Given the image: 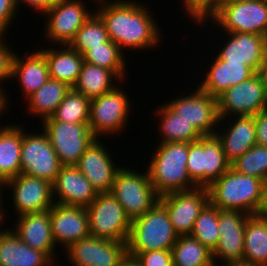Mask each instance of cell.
<instances>
[{"label":"cell","mask_w":267,"mask_h":266,"mask_svg":"<svg viewBox=\"0 0 267 266\" xmlns=\"http://www.w3.org/2000/svg\"><path fill=\"white\" fill-rule=\"evenodd\" d=\"M140 2V3H139ZM135 0H97L95 12L106 26L109 39L122 51L145 50L161 44V28L147 5ZM153 15V16H152ZM155 46V47H154Z\"/></svg>","instance_id":"6da1fadb"},{"label":"cell","mask_w":267,"mask_h":266,"mask_svg":"<svg viewBox=\"0 0 267 266\" xmlns=\"http://www.w3.org/2000/svg\"><path fill=\"white\" fill-rule=\"evenodd\" d=\"M146 168L159 196L197 188L187 172L188 143H157Z\"/></svg>","instance_id":"7a4b0ae2"},{"label":"cell","mask_w":267,"mask_h":266,"mask_svg":"<svg viewBox=\"0 0 267 266\" xmlns=\"http://www.w3.org/2000/svg\"><path fill=\"white\" fill-rule=\"evenodd\" d=\"M264 181L230 167L208 187L209 202L220 210L257 214L263 201Z\"/></svg>","instance_id":"3957f363"},{"label":"cell","mask_w":267,"mask_h":266,"mask_svg":"<svg viewBox=\"0 0 267 266\" xmlns=\"http://www.w3.org/2000/svg\"><path fill=\"white\" fill-rule=\"evenodd\" d=\"M178 236L166 209L158 202L143 216L132 220L127 253L171 250Z\"/></svg>","instance_id":"277c9868"},{"label":"cell","mask_w":267,"mask_h":266,"mask_svg":"<svg viewBox=\"0 0 267 266\" xmlns=\"http://www.w3.org/2000/svg\"><path fill=\"white\" fill-rule=\"evenodd\" d=\"M207 22L215 25L214 28L219 26V35L223 29V32L253 33L267 37V0L219 5L206 19L196 22V25L206 26Z\"/></svg>","instance_id":"5b68a950"},{"label":"cell","mask_w":267,"mask_h":266,"mask_svg":"<svg viewBox=\"0 0 267 266\" xmlns=\"http://www.w3.org/2000/svg\"><path fill=\"white\" fill-rule=\"evenodd\" d=\"M122 167L116 174L110 193L122 205L132 220L143 216L159 202L147 170Z\"/></svg>","instance_id":"8992f818"},{"label":"cell","mask_w":267,"mask_h":266,"mask_svg":"<svg viewBox=\"0 0 267 266\" xmlns=\"http://www.w3.org/2000/svg\"><path fill=\"white\" fill-rule=\"evenodd\" d=\"M120 85L103 95L91 99L89 128L96 138L102 139L105 135H121L129 122L132 113L131 102Z\"/></svg>","instance_id":"52a82bcc"},{"label":"cell","mask_w":267,"mask_h":266,"mask_svg":"<svg viewBox=\"0 0 267 266\" xmlns=\"http://www.w3.org/2000/svg\"><path fill=\"white\" fill-rule=\"evenodd\" d=\"M187 172L197 187H208L225 173L231 164L227 161L221 141L216 135L202 136L188 143Z\"/></svg>","instance_id":"ba28073f"},{"label":"cell","mask_w":267,"mask_h":266,"mask_svg":"<svg viewBox=\"0 0 267 266\" xmlns=\"http://www.w3.org/2000/svg\"><path fill=\"white\" fill-rule=\"evenodd\" d=\"M86 210L91 236L127 242L132 221L111 193H98Z\"/></svg>","instance_id":"9c48e42d"},{"label":"cell","mask_w":267,"mask_h":266,"mask_svg":"<svg viewBox=\"0 0 267 266\" xmlns=\"http://www.w3.org/2000/svg\"><path fill=\"white\" fill-rule=\"evenodd\" d=\"M20 155L21 173L44 179L53 184L62 165L42 128L39 133H34L27 132L22 127Z\"/></svg>","instance_id":"30bf717a"},{"label":"cell","mask_w":267,"mask_h":266,"mask_svg":"<svg viewBox=\"0 0 267 266\" xmlns=\"http://www.w3.org/2000/svg\"><path fill=\"white\" fill-rule=\"evenodd\" d=\"M62 166L76 165L86 148L96 139L88 123L41 121Z\"/></svg>","instance_id":"8fae6325"},{"label":"cell","mask_w":267,"mask_h":266,"mask_svg":"<svg viewBox=\"0 0 267 266\" xmlns=\"http://www.w3.org/2000/svg\"><path fill=\"white\" fill-rule=\"evenodd\" d=\"M86 4L87 2L82 0H59L47 10L43 14L47 18H44L46 27L43 33L46 41L58 46L69 45L77 31L94 12L93 9H87Z\"/></svg>","instance_id":"7c38bea8"},{"label":"cell","mask_w":267,"mask_h":266,"mask_svg":"<svg viewBox=\"0 0 267 266\" xmlns=\"http://www.w3.org/2000/svg\"><path fill=\"white\" fill-rule=\"evenodd\" d=\"M219 118L255 116L267 107V93L258 73L217 97Z\"/></svg>","instance_id":"4fadbf2b"},{"label":"cell","mask_w":267,"mask_h":266,"mask_svg":"<svg viewBox=\"0 0 267 266\" xmlns=\"http://www.w3.org/2000/svg\"><path fill=\"white\" fill-rule=\"evenodd\" d=\"M196 87L191 94L184 93L165 102L181 118L192 124L202 136L215 135L220 119L217 98Z\"/></svg>","instance_id":"5bb4252c"},{"label":"cell","mask_w":267,"mask_h":266,"mask_svg":"<svg viewBox=\"0 0 267 266\" xmlns=\"http://www.w3.org/2000/svg\"><path fill=\"white\" fill-rule=\"evenodd\" d=\"M12 189V206L16 216L49 210L55 203L52 183L20 173L4 183V189Z\"/></svg>","instance_id":"9a60e30c"},{"label":"cell","mask_w":267,"mask_h":266,"mask_svg":"<svg viewBox=\"0 0 267 266\" xmlns=\"http://www.w3.org/2000/svg\"><path fill=\"white\" fill-rule=\"evenodd\" d=\"M159 203L166 209L174 231L190 235L195 220L209 203V192L206 187L173 192L160 196Z\"/></svg>","instance_id":"2e32d148"},{"label":"cell","mask_w":267,"mask_h":266,"mask_svg":"<svg viewBox=\"0 0 267 266\" xmlns=\"http://www.w3.org/2000/svg\"><path fill=\"white\" fill-rule=\"evenodd\" d=\"M71 266H118L127 253V242L88 236L74 242L66 250Z\"/></svg>","instance_id":"e0dca14e"},{"label":"cell","mask_w":267,"mask_h":266,"mask_svg":"<svg viewBox=\"0 0 267 266\" xmlns=\"http://www.w3.org/2000/svg\"><path fill=\"white\" fill-rule=\"evenodd\" d=\"M249 216L239 210L219 211L220 236L218 245L212 252L214 265L243 261L245 227Z\"/></svg>","instance_id":"ac0fdd59"},{"label":"cell","mask_w":267,"mask_h":266,"mask_svg":"<svg viewBox=\"0 0 267 266\" xmlns=\"http://www.w3.org/2000/svg\"><path fill=\"white\" fill-rule=\"evenodd\" d=\"M101 140L105 139L96 138L86 148L75 166L97 193H110L115 176L123 166L116 164L113 154L109 151L110 147L106 148Z\"/></svg>","instance_id":"d6986e66"},{"label":"cell","mask_w":267,"mask_h":266,"mask_svg":"<svg viewBox=\"0 0 267 266\" xmlns=\"http://www.w3.org/2000/svg\"><path fill=\"white\" fill-rule=\"evenodd\" d=\"M226 33V34H225ZM223 32L225 40L215 54L229 63H242L258 73L267 58V37L253 33ZM226 41V42H225ZM224 45V46H223Z\"/></svg>","instance_id":"ffe728a7"},{"label":"cell","mask_w":267,"mask_h":266,"mask_svg":"<svg viewBox=\"0 0 267 266\" xmlns=\"http://www.w3.org/2000/svg\"><path fill=\"white\" fill-rule=\"evenodd\" d=\"M50 222L54 242L63 251L74 242L90 236L86 207L55 203L50 208Z\"/></svg>","instance_id":"44dd1931"},{"label":"cell","mask_w":267,"mask_h":266,"mask_svg":"<svg viewBox=\"0 0 267 266\" xmlns=\"http://www.w3.org/2000/svg\"><path fill=\"white\" fill-rule=\"evenodd\" d=\"M217 128L219 129L216 130L215 135L221 141L225 157L230 164L257 144L255 116L220 118Z\"/></svg>","instance_id":"7402d4cb"},{"label":"cell","mask_w":267,"mask_h":266,"mask_svg":"<svg viewBox=\"0 0 267 266\" xmlns=\"http://www.w3.org/2000/svg\"><path fill=\"white\" fill-rule=\"evenodd\" d=\"M54 203L88 207L96 198L97 191L75 166H61L52 184Z\"/></svg>","instance_id":"603a6c76"},{"label":"cell","mask_w":267,"mask_h":266,"mask_svg":"<svg viewBox=\"0 0 267 266\" xmlns=\"http://www.w3.org/2000/svg\"><path fill=\"white\" fill-rule=\"evenodd\" d=\"M17 217L14 228L11 226L13 232L33 249L44 252L56 264L58 255L51 232L50 209Z\"/></svg>","instance_id":"cb8c5ba5"},{"label":"cell","mask_w":267,"mask_h":266,"mask_svg":"<svg viewBox=\"0 0 267 266\" xmlns=\"http://www.w3.org/2000/svg\"><path fill=\"white\" fill-rule=\"evenodd\" d=\"M213 58V59H212ZM210 68L204 73L203 80L198 87L213 97H218L231 86H235L250 79L256 72L242 63H229L212 57Z\"/></svg>","instance_id":"d4e9b609"},{"label":"cell","mask_w":267,"mask_h":266,"mask_svg":"<svg viewBox=\"0 0 267 266\" xmlns=\"http://www.w3.org/2000/svg\"><path fill=\"white\" fill-rule=\"evenodd\" d=\"M29 52L26 51L23 56L16 53L13 59L12 79L19 81L22 97H26L24 100L50 78L48 62L43 53L39 49Z\"/></svg>","instance_id":"484cf974"},{"label":"cell","mask_w":267,"mask_h":266,"mask_svg":"<svg viewBox=\"0 0 267 266\" xmlns=\"http://www.w3.org/2000/svg\"><path fill=\"white\" fill-rule=\"evenodd\" d=\"M0 266H56L42 251L24 243L8 226L0 234Z\"/></svg>","instance_id":"4316f807"},{"label":"cell","mask_w":267,"mask_h":266,"mask_svg":"<svg viewBox=\"0 0 267 266\" xmlns=\"http://www.w3.org/2000/svg\"><path fill=\"white\" fill-rule=\"evenodd\" d=\"M53 46L39 48L48 62L49 77L73 88L84 63L83 55L69 45Z\"/></svg>","instance_id":"83f0119b"},{"label":"cell","mask_w":267,"mask_h":266,"mask_svg":"<svg viewBox=\"0 0 267 266\" xmlns=\"http://www.w3.org/2000/svg\"><path fill=\"white\" fill-rule=\"evenodd\" d=\"M21 146L22 126L14 122L0 124V181L3 184L21 173Z\"/></svg>","instance_id":"f1b7e54d"},{"label":"cell","mask_w":267,"mask_h":266,"mask_svg":"<svg viewBox=\"0 0 267 266\" xmlns=\"http://www.w3.org/2000/svg\"><path fill=\"white\" fill-rule=\"evenodd\" d=\"M159 118L158 134L159 143L184 142L189 143L199 140L202 135L196 128L175 113L166 103L159 105L155 114Z\"/></svg>","instance_id":"f546056e"},{"label":"cell","mask_w":267,"mask_h":266,"mask_svg":"<svg viewBox=\"0 0 267 266\" xmlns=\"http://www.w3.org/2000/svg\"><path fill=\"white\" fill-rule=\"evenodd\" d=\"M71 89L67 84L49 78L38 90L25 101L28 104L27 112L32 116L40 117L39 121L51 117L58 105L63 101Z\"/></svg>","instance_id":"4dcf8cb0"},{"label":"cell","mask_w":267,"mask_h":266,"mask_svg":"<svg viewBox=\"0 0 267 266\" xmlns=\"http://www.w3.org/2000/svg\"><path fill=\"white\" fill-rule=\"evenodd\" d=\"M243 262L267 266V219L258 214L250 215L246 222Z\"/></svg>","instance_id":"1f68e13d"},{"label":"cell","mask_w":267,"mask_h":266,"mask_svg":"<svg viewBox=\"0 0 267 266\" xmlns=\"http://www.w3.org/2000/svg\"><path fill=\"white\" fill-rule=\"evenodd\" d=\"M119 82L122 81L111 70L84 62L73 88L85 97L93 99L113 90Z\"/></svg>","instance_id":"d6a6232c"},{"label":"cell","mask_w":267,"mask_h":266,"mask_svg":"<svg viewBox=\"0 0 267 266\" xmlns=\"http://www.w3.org/2000/svg\"><path fill=\"white\" fill-rule=\"evenodd\" d=\"M171 252L173 266H215L212 251L190 235H179Z\"/></svg>","instance_id":"836d02e7"},{"label":"cell","mask_w":267,"mask_h":266,"mask_svg":"<svg viewBox=\"0 0 267 266\" xmlns=\"http://www.w3.org/2000/svg\"><path fill=\"white\" fill-rule=\"evenodd\" d=\"M83 59L84 62L111 70L122 82H127L125 79L128 76L125 54L113 41L109 40L101 46L91 47L83 55Z\"/></svg>","instance_id":"e575fe53"},{"label":"cell","mask_w":267,"mask_h":266,"mask_svg":"<svg viewBox=\"0 0 267 266\" xmlns=\"http://www.w3.org/2000/svg\"><path fill=\"white\" fill-rule=\"evenodd\" d=\"M91 99L71 88L54 114L43 121H60L68 123H88Z\"/></svg>","instance_id":"d590c367"},{"label":"cell","mask_w":267,"mask_h":266,"mask_svg":"<svg viewBox=\"0 0 267 266\" xmlns=\"http://www.w3.org/2000/svg\"><path fill=\"white\" fill-rule=\"evenodd\" d=\"M109 40L104 22L94 11L84 25L77 31L69 46L84 55L91 47L101 46V44Z\"/></svg>","instance_id":"8d00e7d4"},{"label":"cell","mask_w":267,"mask_h":266,"mask_svg":"<svg viewBox=\"0 0 267 266\" xmlns=\"http://www.w3.org/2000/svg\"><path fill=\"white\" fill-rule=\"evenodd\" d=\"M219 208L210 202L203 208L194 222L190 236L206 246L210 251H214L219 242L218 218Z\"/></svg>","instance_id":"74e56055"},{"label":"cell","mask_w":267,"mask_h":266,"mask_svg":"<svg viewBox=\"0 0 267 266\" xmlns=\"http://www.w3.org/2000/svg\"><path fill=\"white\" fill-rule=\"evenodd\" d=\"M231 167L241 174L267 181V147L255 144L233 162Z\"/></svg>","instance_id":"f35d334b"},{"label":"cell","mask_w":267,"mask_h":266,"mask_svg":"<svg viewBox=\"0 0 267 266\" xmlns=\"http://www.w3.org/2000/svg\"><path fill=\"white\" fill-rule=\"evenodd\" d=\"M184 10L194 24L206 19L218 6L220 0H183L181 1Z\"/></svg>","instance_id":"ab89813d"},{"label":"cell","mask_w":267,"mask_h":266,"mask_svg":"<svg viewBox=\"0 0 267 266\" xmlns=\"http://www.w3.org/2000/svg\"><path fill=\"white\" fill-rule=\"evenodd\" d=\"M5 39V40H4ZM16 52L6 42V36H0V88L6 93L7 89L4 88L8 80H12L13 59ZM7 80V81H5ZM5 81V82H4Z\"/></svg>","instance_id":"60d3db41"},{"label":"cell","mask_w":267,"mask_h":266,"mask_svg":"<svg viewBox=\"0 0 267 266\" xmlns=\"http://www.w3.org/2000/svg\"><path fill=\"white\" fill-rule=\"evenodd\" d=\"M128 255L135 257L141 266H173L171 250H152Z\"/></svg>","instance_id":"b9f144b4"},{"label":"cell","mask_w":267,"mask_h":266,"mask_svg":"<svg viewBox=\"0 0 267 266\" xmlns=\"http://www.w3.org/2000/svg\"><path fill=\"white\" fill-rule=\"evenodd\" d=\"M17 11L15 0H0V36L7 35V30H10L13 20L16 21Z\"/></svg>","instance_id":"7bdbcfd3"},{"label":"cell","mask_w":267,"mask_h":266,"mask_svg":"<svg viewBox=\"0 0 267 266\" xmlns=\"http://www.w3.org/2000/svg\"><path fill=\"white\" fill-rule=\"evenodd\" d=\"M256 143L267 147V107L255 115Z\"/></svg>","instance_id":"ee69618b"},{"label":"cell","mask_w":267,"mask_h":266,"mask_svg":"<svg viewBox=\"0 0 267 266\" xmlns=\"http://www.w3.org/2000/svg\"><path fill=\"white\" fill-rule=\"evenodd\" d=\"M16 1V7L18 9V12L20 11L19 8L20 5H24L27 8H31V10L35 11V13H42L43 14L52 8L59 0H15ZM22 3V4H21Z\"/></svg>","instance_id":"f6af8a7d"},{"label":"cell","mask_w":267,"mask_h":266,"mask_svg":"<svg viewBox=\"0 0 267 266\" xmlns=\"http://www.w3.org/2000/svg\"><path fill=\"white\" fill-rule=\"evenodd\" d=\"M8 97V94L5 93L1 88H0V118H3L2 116L4 114H7V111L10 110V107H11V104L10 102L8 103L9 98ZM10 105V107H8ZM9 108V109H8Z\"/></svg>","instance_id":"bcb514c9"},{"label":"cell","mask_w":267,"mask_h":266,"mask_svg":"<svg viewBox=\"0 0 267 266\" xmlns=\"http://www.w3.org/2000/svg\"><path fill=\"white\" fill-rule=\"evenodd\" d=\"M259 216L267 219V181L264 182L263 186V201L260 207L259 212L257 213Z\"/></svg>","instance_id":"7dc6e473"},{"label":"cell","mask_w":267,"mask_h":266,"mask_svg":"<svg viewBox=\"0 0 267 266\" xmlns=\"http://www.w3.org/2000/svg\"><path fill=\"white\" fill-rule=\"evenodd\" d=\"M258 74L262 78L263 85L265 86V90H266V93H267V58L261 64L260 69L258 71Z\"/></svg>","instance_id":"c3c4849f"},{"label":"cell","mask_w":267,"mask_h":266,"mask_svg":"<svg viewBox=\"0 0 267 266\" xmlns=\"http://www.w3.org/2000/svg\"><path fill=\"white\" fill-rule=\"evenodd\" d=\"M118 266H141L140 263L130 255H126L125 258L119 263Z\"/></svg>","instance_id":"681fc988"},{"label":"cell","mask_w":267,"mask_h":266,"mask_svg":"<svg viewBox=\"0 0 267 266\" xmlns=\"http://www.w3.org/2000/svg\"><path fill=\"white\" fill-rule=\"evenodd\" d=\"M215 266H255V265L241 261V262L222 263Z\"/></svg>","instance_id":"f907efd6"},{"label":"cell","mask_w":267,"mask_h":266,"mask_svg":"<svg viewBox=\"0 0 267 266\" xmlns=\"http://www.w3.org/2000/svg\"><path fill=\"white\" fill-rule=\"evenodd\" d=\"M3 206H5V205H0V225L5 221V210H4V208L5 207H3ZM6 228L4 227V228H2V226H0V234L5 230Z\"/></svg>","instance_id":"816d5d0a"},{"label":"cell","mask_w":267,"mask_h":266,"mask_svg":"<svg viewBox=\"0 0 267 266\" xmlns=\"http://www.w3.org/2000/svg\"><path fill=\"white\" fill-rule=\"evenodd\" d=\"M245 1H251V0H220L219 5H226V4L239 3Z\"/></svg>","instance_id":"f5cc1de1"},{"label":"cell","mask_w":267,"mask_h":266,"mask_svg":"<svg viewBox=\"0 0 267 266\" xmlns=\"http://www.w3.org/2000/svg\"><path fill=\"white\" fill-rule=\"evenodd\" d=\"M4 184L0 181V205H3V200L2 199H4L3 198V193H4Z\"/></svg>","instance_id":"db71d44e"},{"label":"cell","mask_w":267,"mask_h":266,"mask_svg":"<svg viewBox=\"0 0 267 266\" xmlns=\"http://www.w3.org/2000/svg\"><path fill=\"white\" fill-rule=\"evenodd\" d=\"M87 1H88V0H87ZM96 1H97V0H92L91 3L94 4V3H96Z\"/></svg>","instance_id":"11a10c76"}]
</instances>
